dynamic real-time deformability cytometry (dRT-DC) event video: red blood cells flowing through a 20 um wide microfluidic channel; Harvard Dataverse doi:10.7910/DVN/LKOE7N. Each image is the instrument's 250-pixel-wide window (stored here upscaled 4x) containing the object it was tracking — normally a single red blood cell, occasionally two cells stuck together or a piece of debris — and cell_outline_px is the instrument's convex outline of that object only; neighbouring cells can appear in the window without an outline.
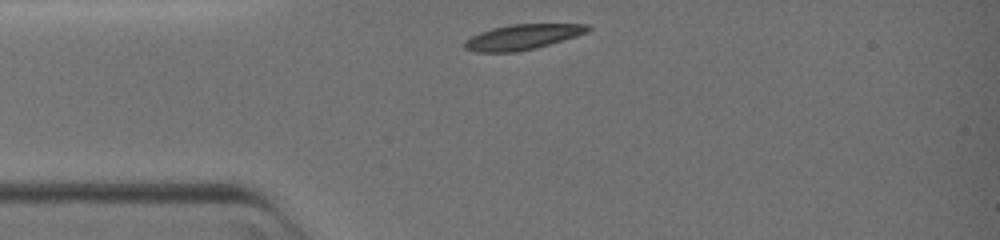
{"species": "common noctule bat (a hibernating species)", "species_latin": "Nyctalus noctula", "temperature_condition": "warm", "stored_images_in_passage": 37, "camera_frame_rate_fps": 3000, "um_per_image_px": 0.085, "animal": {"sex": "female", "body_mass_g": 19.0, "forearm_length_mm": 51.5}, "frame": {"image": 1, "passage_image": 1, "time_ms": 0.0, "image_size_px": [1000, 240], "cell_outline_px": [[592, 28], [588, 32], [576, 36], [536, 48], [516, 52], [476, 52], [464, 48], [464, 44], [472, 36], [480, 32], [492, 28], [512, 24], [588, 24]], "centroid_in_image_um": [44.44, 3.14], "position_along_channel_um": 40.6, "area_um2": 17.98}}
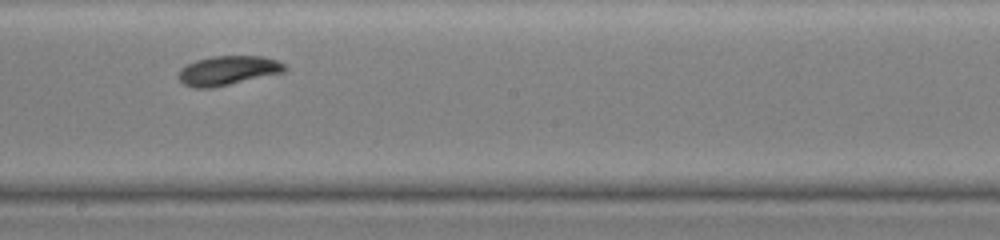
{"frame": {"image": 2, "passage_image": 20, "time_ms": 6.333, "image_size_px": [1000, 240], "cell_outline_px": [[288, 68], [284, 72], [212, 88], [192, 88], [184, 84], [176, 76], [180, 68], [196, 60], [212, 56], [264, 56], [276, 60], [284, 64]], "centroid_in_image_um": [19.34, 5.99], "position_along_channel_um": 228.9, "area_um2": 18.21}}
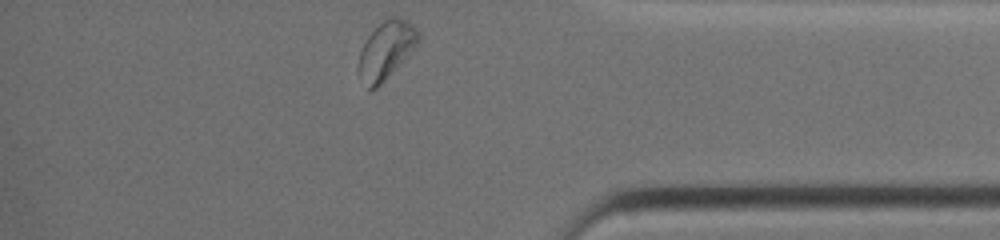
{"frame": {"image": 3, "passage_image": 37, "time_ms": 12.0, "image_size_px": [1000, 240], "cell_outline_px": [[420, 40], [404, 60], [376, 88], [368, 92], [356, 68], [360, 52], [368, 36], [384, 20], [392, 16], [396, 16], [412, 24], [420, 32]], "centroid_in_image_um": [32.81, 4.29], "position_along_channel_um": 402.4, "area_um2": 19.94}}